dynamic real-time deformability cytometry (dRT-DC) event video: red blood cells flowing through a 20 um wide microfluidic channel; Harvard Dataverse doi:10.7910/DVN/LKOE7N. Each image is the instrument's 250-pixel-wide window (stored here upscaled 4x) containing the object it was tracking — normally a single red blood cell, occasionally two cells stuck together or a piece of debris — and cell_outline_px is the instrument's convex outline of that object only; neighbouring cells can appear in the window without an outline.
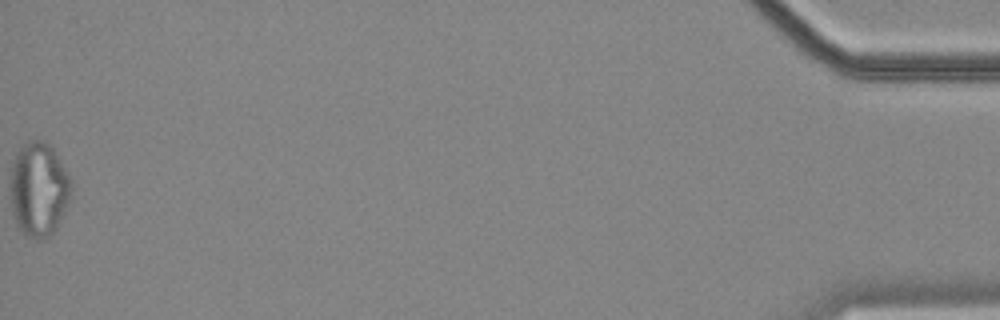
{"species": "common noctule bat (a hibernating species)", "species_latin": "Nyctalus noctula", "temperature_condition": "cold", "stored_images_in_passage": 45, "camera_frame_rate_fps": 3000, "um_per_image_px": 0.085, "animal": {"sex": "female", "body_mass_g": 18.4}, "frame": {"image": 1, "passage_image": 45, "time_ms": 14.667, "image_size_px": [1000, 320], "cell_outline_px": [[72, 196], [56, 228], [48, 236], [40, 240], [32, 240], [20, 228], [12, 212], [12, 164], [16, 152], [28, 140], [44, 140], [52, 148], [68, 176], [72, 188]], "centroid_in_image_um": [3.31, 16.09], "position_along_channel_um": 431.9, "area_um2": 32.83}, "authors_computed_cell_mechanics": {"area_um2": 26.299, "velocity_mm_per_s": 3.5087, "shape_relaxation_time_tau1_ms": null, "shape_relaxation_time_tau2_ms": 2.695, "deformation_change_tau1": null, "deformation_change_tau2": 0.1003}}